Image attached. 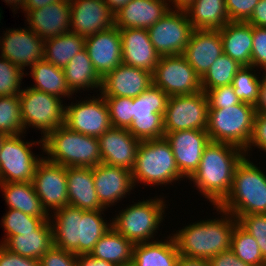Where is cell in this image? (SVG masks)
Segmentation results:
<instances>
[{
    "mask_svg": "<svg viewBox=\"0 0 266 266\" xmlns=\"http://www.w3.org/2000/svg\"><path fill=\"white\" fill-rule=\"evenodd\" d=\"M69 205L82 210H106L95 190L93 171L88 167H66Z\"/></svg>",
    "mask_w": 266,
    "mask_h": 266,
    "instance_id": "83f0119b",
    "label": "cell"
},
{
    "mask_svg": "<svg viewBox=\"0 0 266 266\" xmlns=\"http://www.w3.org/2000/svg\"><path fill=\"white\" fill-rule=\"evenodd\" d=\"M177 266H211L209 259L187 258L180 256Z\"/></svg>",
    "mask_w": 266,
    "mask_h": 266,
    "instance_id": "6f0895ef",
    "label": "cell"
},
{
    "mask_svg": "<svg viewBox=\"0 0 266 266\" xmlns=\"http://www.w3.org/2000/svg\"><path fill=\"white\" fill-rule=\"evenodd\" d=\"M251 66L266 72V27L253 26Z\"/></svg>",
    "mask_w": 266,
    "mask_h": 266,
    "instance_id": "7dc6e473",
    "label": "cell"
},
{
    "mask_svg": "<svg viewBox=\"0 0 266 266\" xmlns=\"http://www.w3.org/2000/svg\"><path fill=\"white\" fill-rule=\"evenodd\" d=\"M92 98V99H91ZM86 99V100H85ZM65 104V125L72 131L99 138L110 127L109 108L105 98L98 93L88 99Z\"/></svg>",
    "mask_w": 266,
    "mask_h": 266,
    "instance_id": "5bb4252c",
    "label": "cell"
},
{
    "mask_svg": "<svg viewBox=\"0 0 266 266\" xmlns=\"http://www.w3.org/2000/svg\"><path fill=\"white\" fill-rule=\"evenodd\" d=\"M0 266H40V262L13 253L0 244Z\"/></svg>",
    "mask_w": 266,
    "mask_h": 266,
    "instance_id": "816d5d0a",
    "label": "cell"
},
{
    "mask_svg": "<svg viewBox=\"0 0 266 266\" xmlns=\"http://www.w3.org/2000/svg\"><path fill=\"white\" fill-rule=\"evenodd\" d=\"M44 220L40 217L30 216L16 209H8L1 220L5 236L0 244H3L10 236L35 231Z\"/></svg>",
    "mask_w": 266,
    "mask_h": 266,
    "instance_id": "b9f144b4",
    "label": "cell"
},
{
    "mask_svg": "<svg viewBox=\"0 0 266 266\" xmlns=\"http://www.w3.org/2000/svg\"><path fill=\"white\" fill-rule=\"evenodd\" d=\"M213 208L220 217L189 223L171 234L180 256L211 259L216 254L230 249L232 232L238 221L220 207Z\"/></svg>",
    "mask_w": 266,
    "mask_h": 266,
    "instance_id": "3957f363",
    "label": "cell"
},
{
    "mask_svg": "<svg viewBox=\"0 0 266 266\" xmlns=\"http://www.w3.org/2000/svg\"><path fill=\"white\" fill-rule=\"evenodd\" d=\"M255 69L253 66H242L232 81V86L238 99L253 106L257 102L261 83V72H257L258 69Z\"/></svg>",
    "mask_w": 266,
    "mask_h": 266,
    "instance_id": "ab89813d",
    "label": "cell"
},
{
    "mask_svg": "<svg viewBox=\"0 0 266 266\" xmlns=\"http://www.w3.org/2000/svg\"><path fill=\"white\" fill-rule=\"evenodd\" d=\"M92 171L97 197L105 209L116 206L134 191L132 172L128 169L100 163Z\"/></svg>",
    "mask_w": 266,
    "mask_h": 266,
    "instance_id": "ffe728a7",
    "label": "cell"
},
{
    "mask_svg": "<svg viewBox=\"0 0 266 266\" xmlns=\"http://www.w3.org/2000/svg\"><path fill=\"white\" fill-rule=\"evenodd\" d=\"M104 98L109 108L111 126L128 129L133 121V98Z\"/></svg>",
    "mask_w": 266,
    "mask_h": 266,
    "instance_id": "ee69618b",
    "label": "cell"
},
{
    "mask_svg": "<svg viewBox=\"0 0 266 266\" xmlns=\"http://www.w3.org/2000/svg\"><path fill=\"white\" fill-rule=\"evenodd\" d=\"M29 73L33 77L34 85L31 88L43 91L45 93L55 95L59 98H73L74 95L66 83L63 68L56 67L52 63H48L44 59L36 62L30 67Z\"/></svg>",
    "mask_w": 266,
    "mask_h": 266,
    "instance_id": "e575fe53",
    "label": "cell"
},
{
    "mask_svg": "<svg viewBox=\"0 0 266 266\" xmlns=\"http://www.w3.org/2000/svg\"><path fill=\"white\" fill-rule=\"evenodd\" d=\"M85 49L95 71L103 78L122 63V42L115 25L104 31L85 37Z\"/></svg>",
    "mask_w": 266,
    "mask_h": 266,
    "instance_id": "44dd1931",
    "label": "cell"
},
{
    "mask_svg": "<svg viewBox=\"0 0 266 266\" xmlns=\"http://www.w3.org/2000/svg\"><path fill=\"white\" fill-rule=\"evenodd\" d=\"M134 244L112 227L96 242L90 255L116 266H130Z\"/></svg>",
    "mask_w": 266,
    "mask_h": 266,
    "instance_id": "836d02e7",
    "label": "cell"
},
{
    "mask_svg": "<svg viewBox=\"0 0 266 266\" xmlns=\"http://www.w3.org/2000/svg\"><path fill=\"white\" fill-rule=\"evenodd\" d=\"M29 29L41 39L70 32V2L61 0L39 9L30 10L25 14Z\"/></svg>",
    "mask_w": 266,
    "mask_h": 266,
    "instance_id": "d4e9b609",
    "label": "cell"
},
{
    "mask_svg": "<svg viewBox=\"0 0 266 266\" xmlns=\"http://www.w3.org/2000/svg\"><path fill=\"white\" fill-rule=\"evenodd\" d=\"M167 0H130L115 13V26L119 29H149L169 12Z\"/></svg>",
    "mask_w": 266,
    "mask_h": 266,
    "instance_id": "4316f807",
    "label": "cell"
},
{
    "mask_svg": "<svg viewBox=\"0 0 266 266\" xmlns=\"http://www.w3.org/2000/svg\"><path fill=\"white\" fill-rule=\"evenodd\" d=\"M25 72L0 56V97L19 95ZM21 87V88H20Z\"/></svg>",
    "mask_w": 266,
    "mask_h": 266,
    "instance_id": "7bdbcfd3",
    "label": "cell"
},
{
    "mask_svg": "<svg viewBox=\"0 0 266 266\" xmlns=\"http://www.w3.org/2000/svg\"><path fill=\"white\" fill-rule=\"evenodd\" d=\"M57 1H61V0H26L23 13L25 12L24 13L25 15L30 10L39 9L41 7H44L48 4H51Z\"/></svg>",
    "mask_w": 266,
    "mask_h": 266,
    "instance_id": "680465c9",
    "label": "cell"
},
{
    "mask_svg": "<svg viewBox=\"0 0 266 266\" xmlns=\"http://www.w3.org/2000/svg\"><path fill=\"white\" fill-rule=\"evenodd\" d=\"M2 245L22 257L39 260L53 246L51 223L44 221L33 232L10 236Z\"/></svg>",
    "mask_w": 266,
    "mask_h": 266,
    "instance_id": "4dcf8cb0",
    "label": "cell"
},
{
    "mask_svg": "<svg viewBox=\"0 0 266 266\" xmlns=\"http://www.w3.org/2000/svg\"><path fill=\"white\" fill-rule=\"evenodd\" d=\"M160 196L162 195L146 200L143 198L139 202L133 201V204L122 208L111 219L112 228L133 244L155 241L168 208L164 199L166 197Z\"/></svg>",
    "mask_w": 266,
    "mask_h": 266,
    "instance_id": "52a82bcc",
    "label": "cell"
},
{
    "mask_svg": "<svg viewBox=\"0 0 266 266\" xmlns=\"http://www.w3.org/2000/svg\"><path fill=\"white\" fill-rule=\"evenodd\" d=\"M43 149L48 161L65 167L93 168L102 163L99 139L72 131L66 125L43 139Z\"/></svg>",
    "mask_w": 266,
    "mask_h": 266,
    "instance_id": "5b68a950",
    "label": "cell"
},
{
    "mask_svg": "<svg viewBox=\"0 0 266 266\" xmlns=\"http://www.w3.org/2000/svg\"><path fill=\"white\" fill-rule=\"evenodd\" d=\"M0 132L7 136L24 134L19 95L0 97Z\"/></svg>",
    "mask_w": 266,
    "mask_h": 266,
    "instance_id": "60d3db41",
    "label": "cell"
},
{
    "mask_svg": "<svg viewBox=\"0 0 266 266\" xmlns=\"http://www.w3.org/2000/svg\"><path fill=\"white\" fill-rule=\"evenodd\" d=\"M122 42V63L153 74L160 55L149 39L147 29H119Z\"/></svg>",
    "mask_w": 266,
    "mask_h": 266,
    "instance_id": "484cf974",
    "label": "cell"
},
{
    "mask_svg": "<svg viewBox=\"0 0 266 266\" xmlns=\"http://www.w3.org/2000/svg\"><path fill=\"white\" fill-rule=\"evenodd\" d=\"M23 134L7 136L0 149V183L32 182L38 163L44 157L35 155L31 148L43 149V139L24 141ZM42 156V157H41Z\"/></svg>",
    "mask_w": 266,
    "mask_h": 266,
    "instance_id": "30bf717a",
    "label": "cell"
},
{
    "mask_svg": "<svg viewBox=\"0 0 266 266\" xmlns=\"http://www.w3.org/2000/svg\"><path fill=\"white\" fill-rule=\"evenodd\" d=\"M252 26L266 27V0H260L250 18L246 21Z\"/></svg>",
    "mask_w": 266,
    "mask_h": 266,
    "instance_id": "db71d44e",
    "label": "cell"
},
{
    "mask_svg": "<svg viewBox=\"0 0 266 266\" xmlns=\"http://www.w3.org/2000/svg\"><path fill=\"white\" fill-rule=\"evenodd\" d=\"M242 66L226 54H222L200 78L201 89L209 90L232 84L233 78Z\"/></svg>",
    "mask_w": 266,
    "mask_h": 266,
    "instance_id": "f35d334b",
    "label": "cell"
},
{
    "mask_svg": "<svg viewBox=\"0 0 266 266\" xmlns=\"http://www.w3.org/2000/svg\"><path fill=\"white\" fill-rule=\"evenodd\" d=\"M77 266H116L102 259L94 258L90 254L77 255Z\"/></svg>",
    "mask_w": 266,
    "mask_h": 266,
    "instance_id": "9f6ffc18",
    "label": "cell"
},
{
    "mask_svg": "<svg viewBox=\"0 0 266 266\" xmlns=\"http://www.w3.org/2000/svg\"><path fill=\"white\" fill-rule=\"evenodd\" d=\"M222 54L223 45L218 29H194L183 52L200 78Z\"/></svg>",
    "mask_w": 266,
    "mask_h": 266,
    "instance_id": "cb8c5ba5",
    "label": "cell"
},
{
    "mask_svg": "<svg viewBox=\"0 0 266 266\" xmlns=\"http://www.w3.org/2000/svg\"><path fill=\"white\" fill-rule=\"evenodd\" d=\"M260 0H225L230 21L246 22Z\"/></svg>",
    "mask_w": 266,
    "mask_h": 266,
    "instance_id": "f907efd6",
    "label": "cell"
},
{
    "mask_svg": "<svg viewBox=\"0 0 266 266\" xmlns=\"http://www.w3.org/2000/svg\"><path fill=\"white\" fill-rule=\"evenodd\" d=\"M165 238L134 244L130 266H177L180 254L176 242L171 234Z\"/></svg>",
    "mask_w": 266,
    "mask_h": 266,
    "instance_id": "f546056e",
    "label": "cell"
},
{
    "mask_svg": "<svg viewBox=\"0 0 266 266\" xmlns=\"http://www.w3.org/2000/svg\"><path fill=\"white\" fill-rule=\"evenodd\" d=\"M254 107L256 113L266 114V72H263V74L261 75L258 99Z\"/></svg>",
    "mask_w": 266,
    "mask_h": 266,
    "instance_id": "11a10c76",
    "label": "cell"
},
{
    "mask_svg": "<svg viewBox=\"0 0 266 266\" xmlns=\"http://www.w3.org/2000/svg\"><path fill=\"white\" fill-rule=\"evenodd\" d=\"M185 12L193 29H221L230 22L225 0H195Z\"/></svg>",
    "mask_w": 266,
    "mask_h": 266,
    "instance_id": "d590c367",
    "label": "cell"
},
{
    "mask_svg": "<svg viewBox=\"0 0 266 266\" xmlns=\"http://www.w3.org/2000/svg\"><path fill=\"white\" fill-rule=\"evenodd\" d=\"M0 189L8 209L20 210L44 221L49 220V215L43 209L32 182L0 183Z\"/></svg>",
    "mask_w": 266,
    "mask_h": 266,
    "instance_id": "1f68e13d",
    "label": "cell"
},
{
    "mask_svg": "<svg viewBox=\"0 0 266 266\" xmlns=\"http://www.w3.org/2000/svg\"><path fill=\"white\" fill-rule=\"evenodd\" d=\"M8 6H13L14 11H18L19 8L24 10L26 0H3ZM21 6V7H20Z\"/></svg>",
    "mask_w": 266,
    "mask_h": 266,
    "instance_id": "6125c7cd",
    "label": "cell"
},
{
    "mask_svg": "<svg viewBox=\"0 0 266 266\" xmlns=\"http://www.w3.org/2000/svg\"><path fill=\"white\" fill-rule=\"evenodd\" d=\"M70 32L88 37L115 25V14L105 0H69Z\"/></svg>",
    "mask_w": 266,
    "mask_h": 266,
    "instance_id": "d6986e66",
    "label": "cell"
},
{
    "mask_svg": "<svg viewBox=\"0 0 266 266\" xmlns=\"http://www.w3.org/2000/svg\"><path fill=\"white\" fill-rule=\"evenodd\" d=\"M208 101V109H222L225 106H233L241 101L235 94L232 84L203 90Z\"/></svg>",
    "mask_w": 266,
    "mask_h": 266,
    "instance_id": "bcb514c9",
    "label": "cell"
},
{
    "mask_svg": "<svg viewBox=\"0 0 266 266\" xmlns=\"http://www.w3.org/2000/svg\"><path fill=\"white\" fill-rule=\"evenodd\" d=\"M71 92L97 90L100 93L102 78L95 71L86 49L76 54L63 68ZM85 89V90H84ZM81 90V91H80Z\"/></svg>",
    "mask_w": 266,
    "mask_h": 266,
    "instance_id": "d6a6232c",
    "label": "cell"
},
{
    "mask_svg": "<svg viewBox=\"0 0 266 266\" xmlns=\"http://www.w3.org/2000/svg\"><path fill=\"white\" fill-rule=\"evenodd\" d=\"M244 157V150L235 145L210 141L188 180L211 205L218 206L229 194L235 168Z\"/></svg>",
    "mask_w": 266,
    "mask_h": 266,
    "instance_id": "7a4b0ae2",
    "label": "cell"
},
{
    "mask_svg": "<svg viewBox=\"0 0 266 266\" xmlns=\"http://www.w3.org/2000/svg\"><path fill=\"white\" fill-rule=\"evenodd\" d=\"M181 175L189 179L197 170L205 147L210 143L209 135L203 130H179L165 133Z\"/></svg>",
    "mask_w": 266,
    "mask_h": 266,
    "instance_id": "ac0fdd59",
    "label": "cell"
},
{
    "mask_svg": "<svg viewBox=\"0 0 266 266\" xmlns=\"http://www.w3.org/2000/svg\"><path fill=\"white\" fill-rule=\"evenodd\" d=\"M0 38V56L23 71L43 60L44 40L28 27L6 28Z\"/></svg>",
    "mask_w": 266,
    "mask_h": 266,
    "instance_id": "e0dca14e",
    "label": "cell"
},
{
    "mask_svg": "<svg viewBox=\"0 0 266 266\" xmlns=\"http://www.w3.org/2000/svg\"><path fill=\"white\" fill-rule=\"evenodd\" d=\"M167 1L170 10L185 11L193 4L195 0H167Z\"/></svg>",
    "mask_w": 266,
    "mask_h": 266,
    "instance_id": "91938a15",
    "label": "cell"
},
{
    "mask_svg": "<svg viewBox=\"0 0 266 266\" xmlns=\"http://www.w3.org/2000/svg\"><path fill=\"white\" fill-rule=\"evenodd\" d=\"M266 152V114L256 113L253 121V129L247 148L244 150L245 157L251 158L252 148ZM251 150V151H250Z\"/></svg>",
    "mask_w": 266,
    "mask_h": 266,
    "instance_id": "c3c4849f",
    "label": "cell"
},
{
    "mask_svg": "<svg viewBox=\"0 0 266 266\" xmlns=\"http://www.w3.org/2000/svg\"><path fill=\"white\" fill-rule=\"evenodd\" d=\"M39 262L40 266H77V255L53 245Z\"/></svg>",
    "mask_w": 266,
    "mask_h": 266,
    "instance_id": "681fc988",
    "label": "cell"
},
{
    "mask_svg": "<svg viewBox=\"0 0 266 266\" xmlns=\"http://www.w3.org/2000/svg\"><path fill=\"white\" fill-rule=\"evenodd\" d=\"M238 224L251 234L266 260V214H248L237 218Z\"/></svg>",
    "mask_w": 266,
    "mask_h": 266,
    "instance_id": "f6af8a7d",
    "label": "cell"
},
{
    "mask_svg": "<svg viewBox=\"0 0 266 266\" xmlns=\"http://www.w3.org/2000/svg\"><path fill=\"white\" fill-rule=\"evenodd\" d=\"M255 114V107L244 102L222 109H208L206 132L213 142L229 143L245 150Z\"/></svg>",
    "mask_w": 266,
    "mask_h": 266,
    "instance_id": "ba28073f",
    "label": "cell"
},
{
    "mask_svg": "<svg viewBox=\"0 0 266 266\" xmlns=\"http://www.w3.org/2000/svg\"><path fill=\"white\" fill-rule=\"evenodd\" d=\"M104 211L82 210L66 205L52 212L49 221L52 227L53 245L75 255L90 254L96 242L112 227ZM105 218V219H104Z\"/></svg>",
    "mask_w": 266,
    "mask_h": 266,
    "instance_id": "6da1fadb",
    "label": "cell"
},
{
    "mask_svg": "<svg viewBox=\"0 0 266 266\" xmlns=\"http://www.w3.org/2000/svg\"><path fill=\"white\" fill-rule=\"evenodd\" d=\"M6 137H7L6 134H4L3 132H0V149H1L2 143Z\"/></svg>",
    "mask_w": 266,
    "mask_h": 266,
    "instance_id": "be15d7a7",
    "label": "cell"
},
{
    "mask_svg": "<svg viewBox=\"0 0 266 266\" xmlns=\"http://www.w3.org/2000/svg\"><path fill=\"white\" fill-rule=\"evenodd\" d=\"M85 49V37L68 32L44 40L43 59L56 67L64 68L79 52Z\"/></svg>",
    "mask_w": 266,
    "mask_h": 266,
    "instance_id": "8d00e7d4",
    "label": "cell"
},
{
    "mask_svg": "<svg viewBox=\"0 0 266 266\" xmlns=\"http://www.w3.org/2000/svg\"><path fill=\"white\" fill-rule=\"evenodd\" d=\"M152 78L153 85L168 96L191 95L202 91L200 77L183 55L161 56Z\"/></svg>",
    "mask_w": 266,
    "mask_h": 266,
    "instance_id": "9a60e30c",
    "label": "cell"
},
{
    "mask_svg": "<svg viewBox=\"0 0 266 266\" xmlns=\"http://www.w3.org/2000/svg\"><path fill=\"white\" fill-rule=\"evenodd\" d=\"M164 133L207 128L208 101L202 90L191 95L169 96L164 113Z\"/></svg>",
    "mask_w": 266,
    "mask_h": 266,
    "instance_id": "7c38bea8",
    "label": "cell"
},
{
    "mask_svg": "<svg viewBox=\"0 0 266 266\" xmlns=\"http://www.w3.org/2000/svg\"><path fill=\"white\" fill-rule=\"evenodd\" d=\"M193 30L185 11L169 10L147 32L160 56H175L183 55Z\"/></svg>",
    "mask_w": 266,
    "mask_h": 266,
    "instance_id": "4fadbf2b",
    "label": "cell"
},
{
    "mask_svg": "<svg viewBox=\"0 0 266 266\" xmlns=\"http://www.w3.org/2000/svg\"><path fill=\"white\" fill-rule=\"evenodd\" d=\"M169 96L160 88L151 85L133 98V121L129 132L139 141L164 137V113Z\"/></svg>",
    "mask_w": 266,
    "mask_h": 266,
    "instance_id": "8fae6325",
    "label": "cell"
},
{
    "mask_svg": "<svg viewBox=\"0 0 266 266\" xmlns=\"http://www.w3.org/2000/svg\"><path fill=\"white\" fill-rule=\"evenodd\" d=\"M211 266H251L239 259L231 249L216 254L209 259Z\"/></svg>",
    "mask_w": 266,
    "mask_h": 266,
    "instance_id": "f5cc1de1",
    "label": "cell"
},
{
    "mask_svg": "<svg viewBox=\"0 0 266 266\" xmlns=\"http://www.w3.org/2000/svg\"><path fill=\"white\" fill-rule=\"evenodd\" d=\"M153 85L152 73L121 63L102 78L103 97L135 98Z\"/></svg>",
    "mask_w": 266,
    "mask_h": 266,
    "instance_id": "7402d4cb",
    "label": "cell"
},
{
    "mask_svg": "<svg viewBox=\"0 0 266 266\" xmlns=\"http://www.w3.org/2000/svg\"><path fill=\"white\" fill-rule=\"evenodd\" d=\"M21 103V119L26 134L32 127L41 131V139L50 132L65 125L64 99L45 93L30 86L22 89L19 94Z\"/></svg>",
    "mask_w": 266,
    "mask_h": 266,
    "instance_id": "9c48e42d",
    "label": "cell"
},
{
    "mask_svg": "<svg viewBox=\"0 0 266 266\" xmlns=\"http://www.w3.org/2000/svg\"><path fill=\"white\" fill-rule=\"evenodd\" d=\"M230 249L244 263L251 266H266V260L263 258L257 241L238 223L232 232Z\"/></svg>",
    "mask_w": 266,
    "mask_h": 266,
    "instance_id": "74e56055",
    "label": "cell"
},
{
    "mask_svg": "<svg viewBox=\"0 0 266 266\" xmlns=\"http://www.w3.org/2000/svg\"><path fill=\"white\" fill-rule=\"evenodd\" d=\"M250 158L236 166L229 194L218 205L236 219L248 214H266V173Z\"/></svg>",
    "mask_w": 266,
    "mask_h": 266,
    "instance_id": "277c9868",
    "label": "cell"
},
{
    "mask_svg": "<svg viewBox=\"0 0 266 266\" xmlns=\"http://www.w3.org/2000/svg\"><path fill=\"white\" fill-rule=\"evenodd\" d=\"M130 0H105L110 10L115 14L118 10L124 7Z\"/></svg>",
    "mask_w": 266,
    "mask_h": 266,
    "instance_id": "94428289",
    "label": "cell"
},
{
    "mask_svg": "<svg viewBox=\"0 0 266 266\" xmlns=\"http://www.w3.org/2000/svg\"><path fill=\"white\" fill-rule=\"evenodd\" d=\"M32 184L41 200L43 209L49 216L52 212L69 205L65 166L48 161L43 157L36 167Z\"/></svg>",
    "mask_w": 266,
    "mask_h": 266,
    "instance_id": "2e32d148",
    "label": "cell"
},
{
    "mask_svg": "<svg viewBox=\"0 0 266 266\" xmlns=\"http://www.w3.org/2000/svg\"><path fill=\"white\" fill-rule=\"evenodd\" d=\"M98 139L102 163L133 170L141 141L128 129L111 126Z\"/></svg>",
    "mask_w": 266,
    "mask_h": 266,
    "instance_id": "603a6c76",
    "label": "cell"
},
{
    "mask_svg": "<svg viewBox=\"0 0 266 266\" xmlns=\"http://www.w3.org/2000/svg\"><path fill=\"white\" fill-rule=\"evenodd\" d=\"M218 30L223 53L241 66H251L253 26L247 22L230 21Z\"/></svg>",
    "mask_w": 266,
    "mask_h": 266,
    "instance_id": "f1b7e54d",
    "label": "cell"
},
{
    "mask_svg": "<svg viewBox=\"0 0 266 266\" xmlns=\"http://www.w3.org/2000/svg\"><path fill=\"white\" fill-rule=\"evenodd\" d=\"M131 172L134 187L138 183L169 186L185 179L176 166L172 148L165 137L140 142Z\"/></svg>",
    "mask_w": 266,
    "mask_h": 266,
    "instance_id": "8992f818",
    "label": "cell"
}]
</instances>
